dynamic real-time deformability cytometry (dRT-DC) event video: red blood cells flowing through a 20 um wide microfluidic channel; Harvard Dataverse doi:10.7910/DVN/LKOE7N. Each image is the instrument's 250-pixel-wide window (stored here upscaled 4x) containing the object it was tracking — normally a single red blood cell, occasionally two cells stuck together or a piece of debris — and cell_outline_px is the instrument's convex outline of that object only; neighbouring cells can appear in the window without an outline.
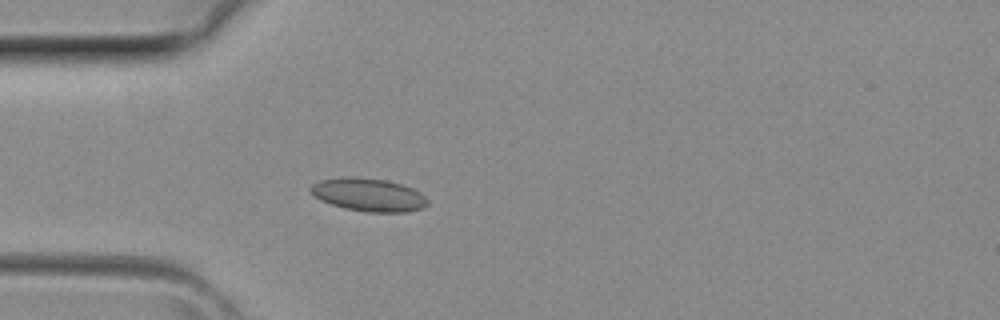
{"species": "common noctule bat (a hibernating species)", "species_latin": "Nyctalus noctula", "temperature_condition": "room temperature", "stored_images_in_passage": 33, "camera_frame_rate_fps": 3000, "um_per_image_px": 0.085, "animal": {"sex": "female", "body_mass_g": 29.2, "forearm_length_mm": 56.3}, "frame": {"image": 1, "passage_image": 5, "time_ms": 1.333, "image_size_px": [1000, 320], "cell_outline_px": [[428, 204], [424, 208], [408, 212], [368, 212], [344, 208], [320, 200], [308, 188], [312, 184], [320, 180], [384, 180], [400, 184], [412, 188], [420, 192], [428, 200]], "centroid_in_image_um": [31.41, 16.62], "position_along_channel_um": 53.6, "area_um2": 21.5}}
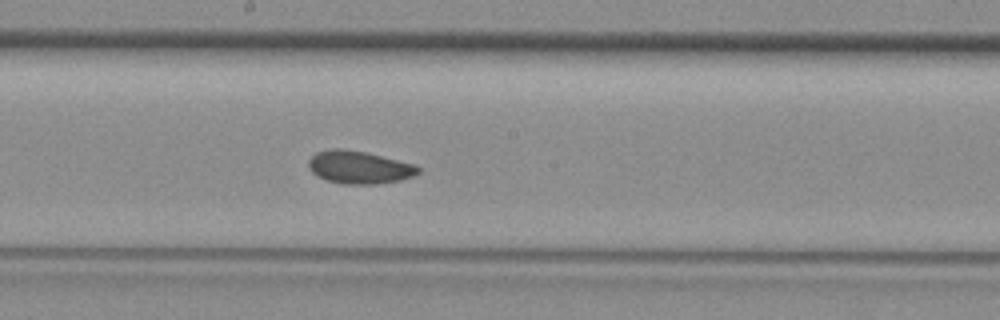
{"frame": {"image": 2, "passage_image": 15, "time_ms": 4.667, "image_size_px": [1000, 320], "cell_outline_px": [[420, 172], [412, 176], [400, 180], [376, 184], [344, 184], [328, 180], [316, 176], [308, 168], [308, 160], [316, 152], [328, 148], [344, 148], [368, 152], [416, 164], [420, 168]], "centroid_in_image_um": [30.52, 14.2], "position_along_channel_um": 217.7, "area_um2": 21.27}}
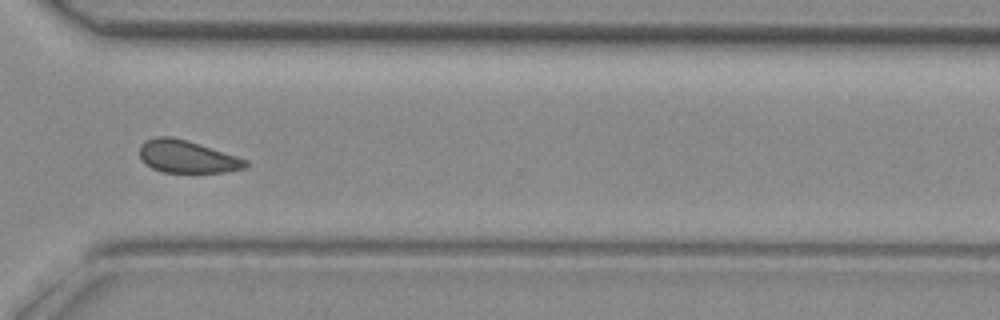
{"frame": {"image": 3, "passage_image": 23, "time_ms": 7.333, "image_size_px": [1000, 320], "cell_outline_px": [[248, 164], [244, 168], [224, 172], [160, 172], [144, 164], [140, 156], [140, 144], [144, 140], [156, 136], [172, 136], [236, 156], [248, 160]], "centroid_in_image_um": [15.84, 13.31], "position_along_channel_um": 354.8, "area_um2": 19.94}}